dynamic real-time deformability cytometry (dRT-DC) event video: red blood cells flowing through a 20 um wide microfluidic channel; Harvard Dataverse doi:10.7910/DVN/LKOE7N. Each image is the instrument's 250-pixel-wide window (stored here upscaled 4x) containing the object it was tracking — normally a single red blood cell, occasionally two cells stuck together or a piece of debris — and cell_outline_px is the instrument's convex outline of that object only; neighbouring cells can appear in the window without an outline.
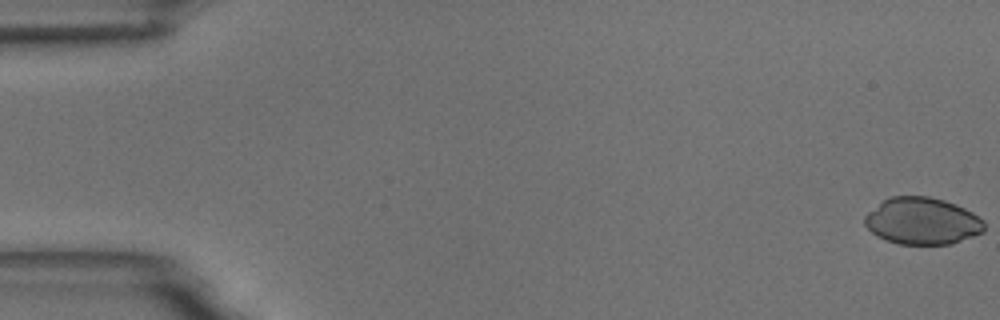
{"species": "common noctule bat (a hibernating species)", "species_latin": "Nyctalus noctula", "temperature_condition": "room temperature", "stored_images_in_passage": 6, "camera_frame_rate_fps": 3000, "um_per_image_px": 0.085, "animal": {"sex": "male", "body_mass_g": 18.8}, "frame": {"image": 1, "passage_image": 1, "time_ms": 0.0, "image_size_px": [1000, 320], "cell_outline_px": [[984, 232], [952, 244], [900, 244], [884, 240], [876, 236], [864, 224], [864, 216], [868, 212], [884, 200], [892, 196], [928, 196], [944, 200], [956, 204], [972, 212], [984, 220]], "centroid_in_image_um": [78.4, 18.79], "position_along_channel_um": 6.6, "area_um2": 32.77}}